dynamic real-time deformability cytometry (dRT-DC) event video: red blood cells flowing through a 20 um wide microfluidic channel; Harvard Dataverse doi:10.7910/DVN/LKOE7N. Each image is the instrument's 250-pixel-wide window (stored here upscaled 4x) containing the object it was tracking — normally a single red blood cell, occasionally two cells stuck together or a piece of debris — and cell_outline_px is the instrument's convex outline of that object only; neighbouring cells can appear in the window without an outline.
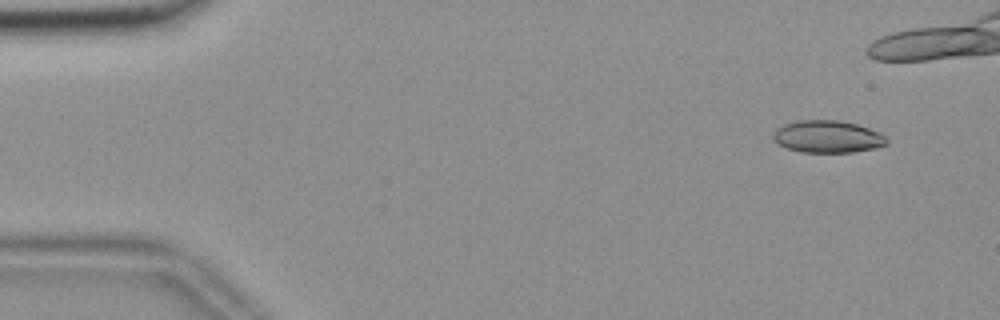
{"species": "common noctule bat (a hibernating species)", "species_latin": "Nyctalus noctula", "temperature_condition": "room temperature", "stored_images_in_passage": 45, "camera_frame_rate_fps": 3000, "um_per_image_px": 0.085, "animal": {"sex": "female", "body_mass_g": 18.4}, "frame": {"image": 1, "passage_image": 5, "time_ms": 1.333, "image_size_px": [1000, 320], "cell_outline_px": [[888, 144], [876, 148], [852, 152], [800, 152], [788, 148], [780, 144], [772, 136], [772, 132], [776, 128], [784, 124], [800, 120], [836, 120], [856, 124], [880, 132], [888, 140]], "centroid_in_image_um": [70.36, 11.61], "position_along_channel_um": 14.6, "area_um2": 21.27}}
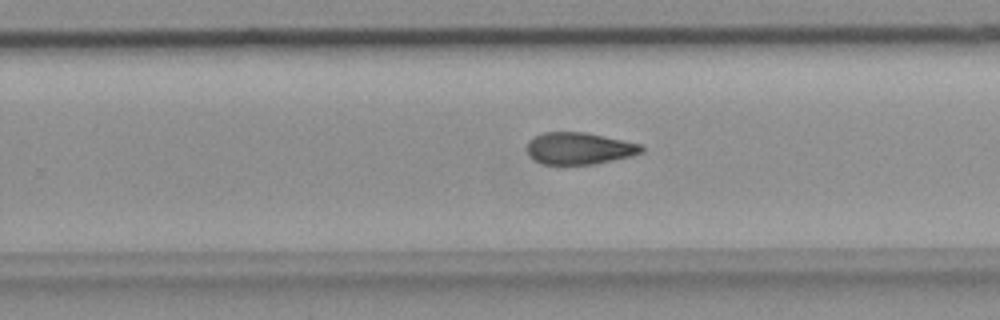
{"frame": {"image": 2, "passage_image": 36, "time_ms": 11.667, "image_size_px": [1000, 320], "cell_outline_px": [[644, 152], [632, 156], [592, 164], [540, 164], [528, 152], [528, 140], [532, 136], [544, 132], [584, 132], [640, 144], [644, 148]], "centroid_in_image_um": [49.23, 12.61], "position_along_channel_um": 280.6, "area_um2": 21.1}}
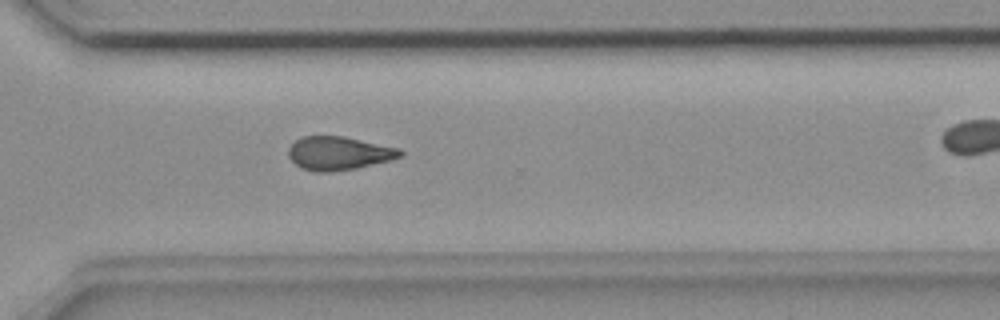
{"frame": {"image": 3, "passage_image": 41, "time_ms": 13.333, "image_size_px": [1000, 320], "cell_outline_px": [[404, 156], [392, 160], [356, 168], [328, 172], [316, 172], [300, 168], [288, 156], [288, 148], [296, 140], [304, 136], [344, 136], [400, 148], [404, 152]], "centroid_in_image_um": [28.83, 13.03], "position_along_channel_um": 341.8, "area_um2": 21.96}}